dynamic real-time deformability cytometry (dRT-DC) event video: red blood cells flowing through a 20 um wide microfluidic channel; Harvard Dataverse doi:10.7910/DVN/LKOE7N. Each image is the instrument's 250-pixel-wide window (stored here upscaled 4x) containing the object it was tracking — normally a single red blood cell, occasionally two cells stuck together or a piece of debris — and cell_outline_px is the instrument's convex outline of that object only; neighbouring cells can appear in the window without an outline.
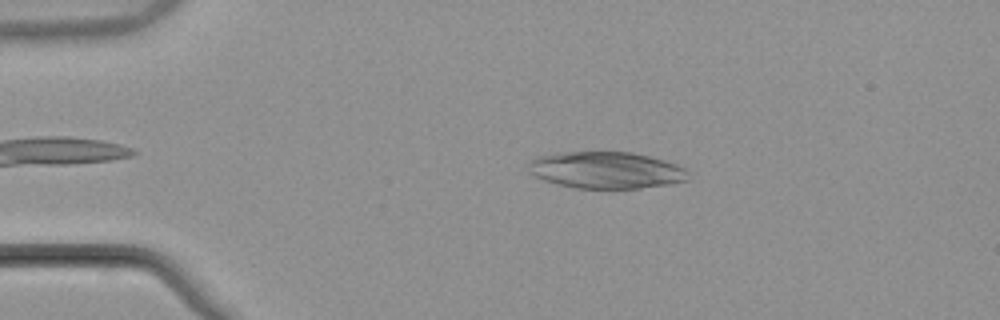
{"species": "common noctule bat (a hibernating species)", "species_latin": "Nyctalus noctula", "temperature_condition": "warm", "stored_images_in_passage": 45, "camera_frame_rate_fps": 3000, "um_per_image_px": 0.085, "animal": {"sex": "male", "body_mass_g": 21.5, "forearm_length_mm": 52.0}, "frame": {"image": 1, "passage_image": 10, "time_ms": 3.0, "image_size_px": [1000, 320], "cell_outline_px": [[688, 180], [672, 184], [640, 188], [572, 188], [556, 184], [532, 176], [528, 172], [528, 164], [536, 156], [568, 152], [632, 152], [664, 160], [676, 164], [684, 168], [688, 172]], "centroid_in_image_um": [51.5, 14.47], "position_along_channel_um": 33.5, "area_um2": 34.39}}